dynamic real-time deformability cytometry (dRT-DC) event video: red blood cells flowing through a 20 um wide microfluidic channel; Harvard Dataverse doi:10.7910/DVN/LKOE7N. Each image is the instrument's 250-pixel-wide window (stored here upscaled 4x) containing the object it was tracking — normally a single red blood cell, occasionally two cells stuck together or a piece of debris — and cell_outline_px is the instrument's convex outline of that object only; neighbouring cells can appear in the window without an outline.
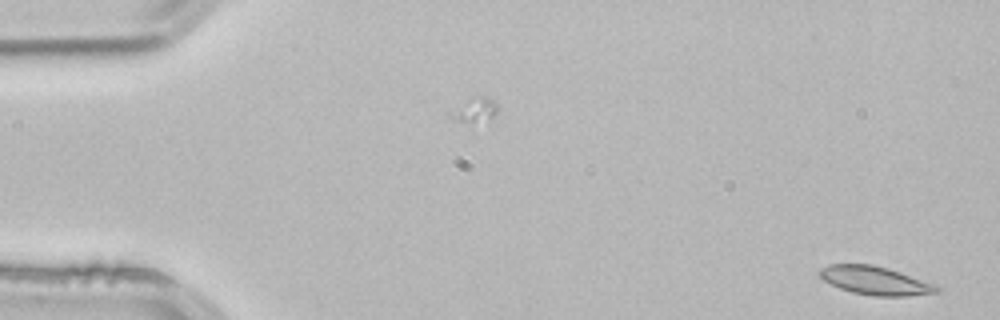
{"species": "common noctule bat (a hibernating species)", "species_latin": "Nyctalus noctula", "temperature_condition": "room temperature", "stored_images_in_passage": 3, "segment_of_instrument_passage": [2, 2], "camera_frame_rate_fps": 3000, "um_per_image_px": 0.085, "animal": {"sex": "male", "body_mass_g": 21.5, "forearm_length_mm": 52.0}, "frame": {"image": 1, "passage_image": 3, "time_ms": 0.667, "image_size_px": [1000, 320], "cell_outline_px": [[940, 288], [936, 292], [908, 296], [872, 296], [852, 292], [840, 288], [824, 280], [816, 272], [820, 268], [828, 264], [872, 264], [888, 268], [940, 284]], "centroid_in_image_um": [74.42, 23.84], "position_along_channel_um": 10.6, "area_um2": 19.71}}